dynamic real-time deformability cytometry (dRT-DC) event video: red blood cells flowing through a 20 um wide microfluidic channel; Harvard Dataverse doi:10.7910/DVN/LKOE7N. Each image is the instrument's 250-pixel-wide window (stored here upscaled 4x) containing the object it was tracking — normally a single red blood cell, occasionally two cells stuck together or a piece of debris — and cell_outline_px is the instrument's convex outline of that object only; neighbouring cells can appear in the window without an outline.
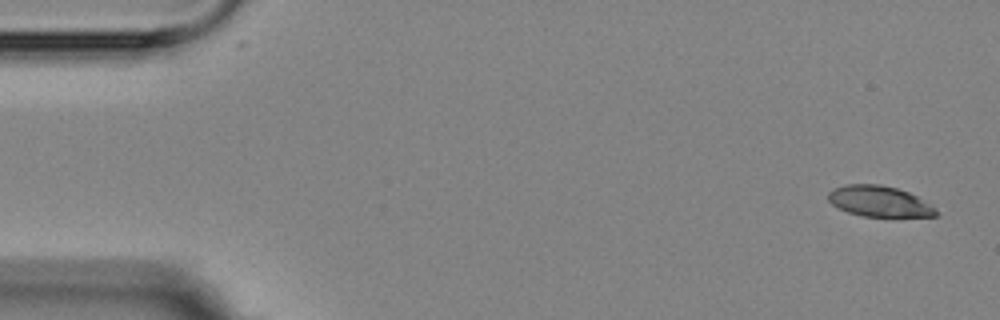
{"species": "Egyptian fruit bat (a non-hibernating species)", "species_latin": "Rousettus aegyptiacus", "temperature_condition": "room temperature", "stored_images_in_passage": 4, "camera_frame_rate_fps": 3000, "um_per_image_px": 0.085, "animal": {"sex": "female"}, "frame": {"image": 1, "passage_image": 1, "time_ms": 0.0, "image_size_px": [1000, 320], "cell_outline_px": [[940, 216], [864, 216], [848, 212], [832, 204], [828, 200], [828, 192], [832, 188], [844, 184], [880, 184], [896, 188], [908, 192], [916, 196], [936, 208]], "centroid_in_image_um": [74.72, 17.1], "position_along_channel_um": 10.3, "area_um2": 19.25}}